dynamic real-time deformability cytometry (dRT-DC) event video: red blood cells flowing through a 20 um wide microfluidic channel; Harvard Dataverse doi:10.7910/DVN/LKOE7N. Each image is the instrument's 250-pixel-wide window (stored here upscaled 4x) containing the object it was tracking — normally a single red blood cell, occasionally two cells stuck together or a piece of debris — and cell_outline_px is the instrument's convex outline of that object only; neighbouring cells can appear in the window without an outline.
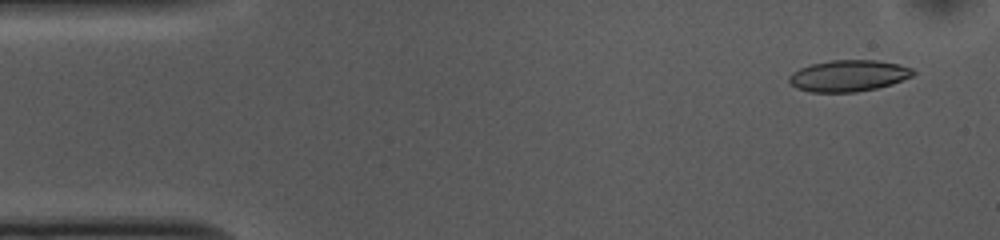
{"species": "common noctule bat (a hibernating species)", "species_latin": "Nyctalus noctula", "temperature_condition": "cold", "stored_images_in_passage": 52, "camera_frame_rate_fps": 3000, "um_per_image_px": 0.085, "animal": {"sex": "female", "body_mass_g": 10.0, "forearm_length_mm": 53.1}, "frame": {"image": 1, "passage_image": 3, "time_ms": 0.667, "image_size_px": [1000, 240], "cell_outline_px": [[916, 72], [912, 76], [892, 84], [876, 88], [856, 92], [808, 92], [796, 88], [788, 80], [788, 76], [792, 72], [800, 68], [812, 64], [832, 60], [876, 60], [900, 64], [912, 68]], "centroid_in_image_um": [72.12, 6.44], "position_along_channel_um": 12.9, "area_um2": 22.77}}
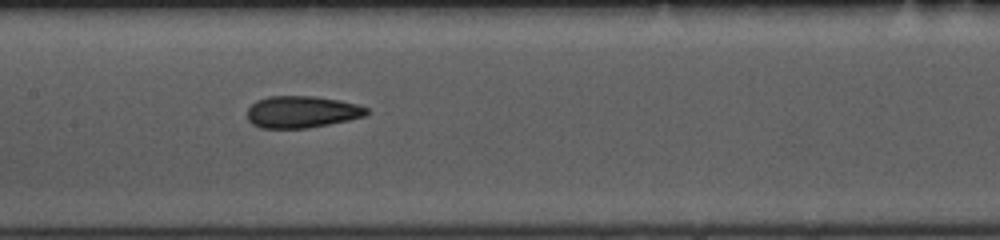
{"frame": {"image": 2, "passage_image": 24, "time_ms": 7.667, "image_size_px": [1000, 240], "cell_outline_px": [[368, 112], [364, 116], [348, 120], [308, 128], [260, 128], [252, 124], [248, 120], [248, 108], [256, 100], [268, 96], [316, 96], [340, 100], [356, 104], [368, 108]], "centroid_in_image_um": [25.63, 9.5], "position_along_channel_um": 181.8, "area_um2": 22.2}}
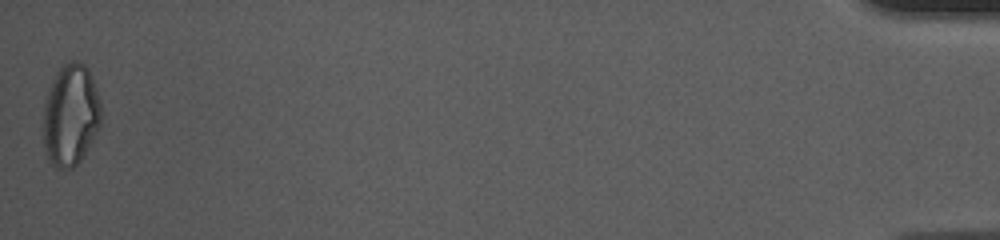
{"frame": {"image": 3, "passage_image": 52, "time_ms": 17.0, "image_size_px": [1000, 240], "cell_outline_px": [[100, 124], [92, 140], [80, 160], [72, 168], [56, 168], [48, 160], [44, 152], [44, 104], [48, 88], [56, 72], [64, 64], [72, 60], [80, 60], [88, 68], [96, 88], [100, 100]], "centroid_in_image_um": [5.99, 9.76], "position_along_channel_um": 429.2, "area_um2": 34.22}, "authors_computed_cell_mechanics": {"area_um2": 22.9466, "velocity_mm_per_s": 3.7275, "shape_relaxation_time_tau1_ms": 10.3318, "shape_relaxation_time_tau2_ms": 3.0367, "deformation_change_tau1": 0.216, "deformation_change_tau2": 0.1076}}